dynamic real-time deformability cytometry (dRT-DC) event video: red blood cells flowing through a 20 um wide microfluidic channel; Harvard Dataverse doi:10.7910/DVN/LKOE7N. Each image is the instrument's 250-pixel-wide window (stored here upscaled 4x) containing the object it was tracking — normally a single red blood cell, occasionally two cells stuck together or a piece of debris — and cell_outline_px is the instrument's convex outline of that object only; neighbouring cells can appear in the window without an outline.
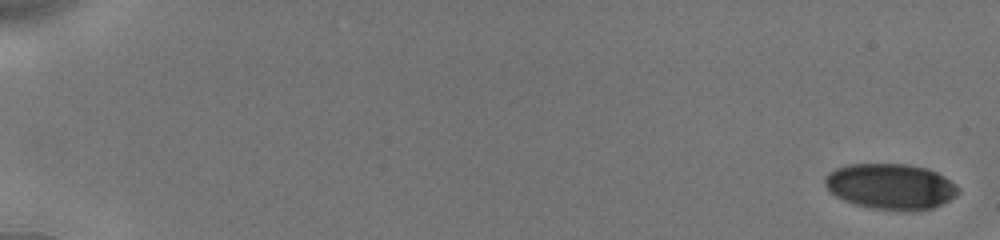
{"species": "human", "species_latin": "Homo sapiens", "temperature_condition": "cold", "stored_images_in_passage": 8, "camera_frame_rate_fps": 3000, "um_per_image_px": 0.085, "donor": {"sex": "male"}, "frame": {"image": 1, "passage_image": 1, "time_ms": 0.0, "image_size_px": [1000, 240], "cell_outline_px": [[960, 192], [956, 196], [932, 208], [912, 212], [872, 208], [856, 204], [844, 200], [836, 196], [824, 184], [824, 176], [828, 172], [836, 168], [848, 164], [908, 164], [928, 168], [944, 176], [956, 184], [960, 188]], "centroid_in_image_um": [75.72, 15.85], "position_along_channel_um": 9.3, "area_um2": 35.72}}
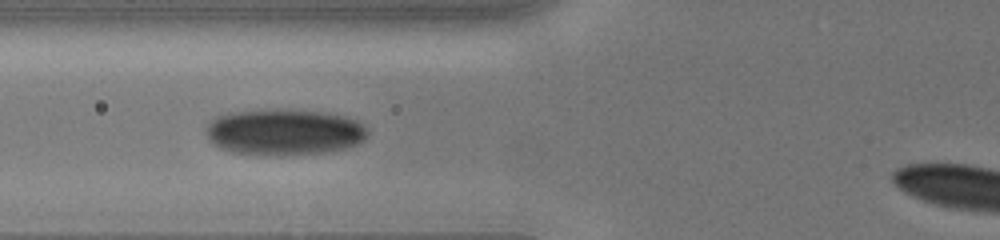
{"frame": {"image": 2, "passage_image": 7, "time_ms": 7.333, "image_size_px": [1000, 240], "cell_outline_px": [[368, 132], [356, 144], [344, 148], [328, 152], [280, 156], [276, 156], [232, 152], [220, 148], [212, 144], [208, 140], [204, 132], [208, 124], [216, 116], [232, 112], [328, 112], [348, 116], [364, 124], [368, 128]], "centroid_in_image_um": [24.15, 11.27], "position_along_channel_um": 101.7, "area_um2": 42.83}}
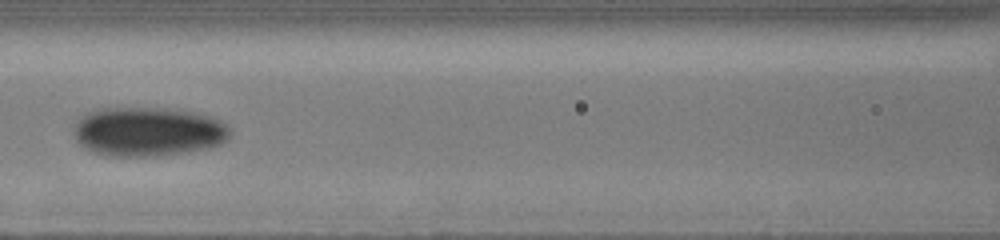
{"frame": {"image": 3, "passage_image": 8, "time_ms": 8.667, "image_size_px": [1000, 240], "cell_outline_px": [[232, 128], [228, 136], [220, 144], [212, 148], [188, 152], [156, 156], [108, 156], [92, 152], [80, 144], [76, 140], [72, 128], [76, 120], [80, 116], [88, 112], [100, 108], [164, 108], [192, 112], [208, 116], [220, 120], [228, 124]], "centroid_in_image_um": [12.56, 11.19], "position_along_channel_um": 154.0, "area_um2": 45.26}}